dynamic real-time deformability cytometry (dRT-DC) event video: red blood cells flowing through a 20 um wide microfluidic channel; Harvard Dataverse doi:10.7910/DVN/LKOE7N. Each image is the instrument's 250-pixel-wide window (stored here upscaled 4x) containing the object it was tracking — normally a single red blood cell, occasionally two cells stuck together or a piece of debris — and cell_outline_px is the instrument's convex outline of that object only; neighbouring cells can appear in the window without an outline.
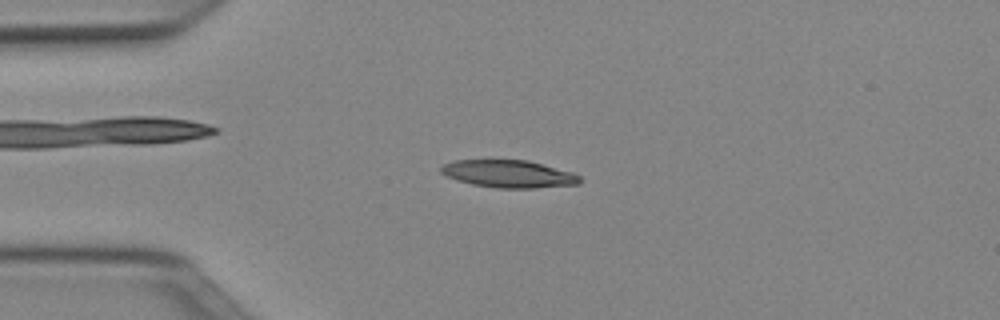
{"species": "Egyptian fruit bat (a non-hibernating species)", "species_latin": "Rousettus aegyptiacus", "temperature_condition": "cold", "stored_images_in_passage": 49, "camera_frame_rate_fps": 3000, "um_per_image_px": 0.085, "animal": {"sex": "female"}, "frame": {"image": 1, "passage_image": 11, "time_ms": 3.333, "image_size_px": [1000, 320], "cell_outline_px": [[580, 184], [532, 188], [496, 188], [472, 184], [456, 180], [444, 176], [440, 172], [440, 168], [444, 164], [452, 160], [528, 160], [572, 172], [580, 176]], "centroid_in_image_um": [43.2, 14.78], "position_along_channel_um": 41.8, "area_um2": 22.31}}
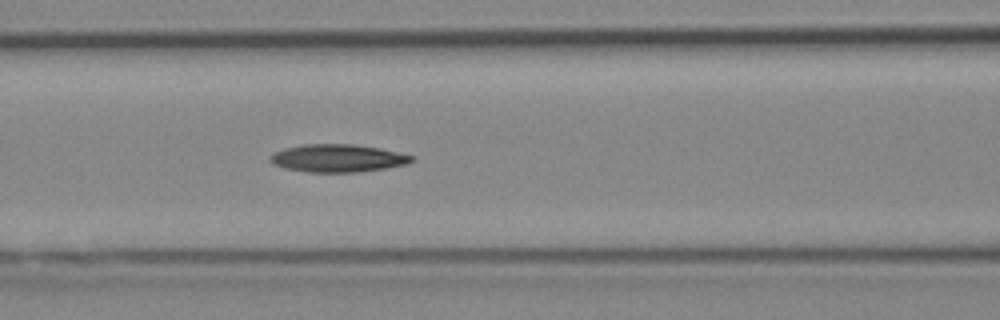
{"frame": {"image": 2, "passage_image": 20, "time_ms": 6.333, "image_size_px": [1000, 320], "cell_outline_px": [[416, 160], [408, 164], [388, 168], [356, 172], [308, 172], [284, 168], [272, 164], [268, 160], [268, 156], [284, 148], [304, 144], [352, 144], [380, 148], [416, 156]], "centroid_in_image_um": [28.73, 13.45], "position_along_channel_um": 137.9, "area_um2": 23.18}}
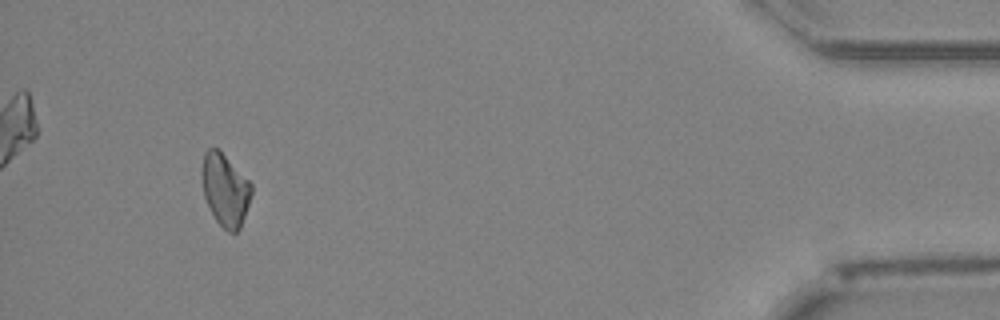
{"frame": {"image": 3, "passage_image": 46, "time_ms": 15.0, "image_size_px": [1000, 320], "cell_outline_px": [[252, 192], [240, 228], [236, 232], [228, 232], [216, 220], [204, 196], [200, 176], [200, 168], [204, 152], [208, 148], [216, 148], [252, 184]], "centroid_in_image_um": [19.1, 16.12], "position_along_channel_um": 416.1, "area_um2": 20.58}, "authors_computed_cell_mechanics": {"area_um2": 22.0218, "velocity_mm_per_s": 4.0007, "shape_relaxation_time_tau1_ms": 3.3472, "shape_relaxation_time_tau2_ms": null, "deformation_change_tau1": 0.1197, "deformation_change_tau2": null}}